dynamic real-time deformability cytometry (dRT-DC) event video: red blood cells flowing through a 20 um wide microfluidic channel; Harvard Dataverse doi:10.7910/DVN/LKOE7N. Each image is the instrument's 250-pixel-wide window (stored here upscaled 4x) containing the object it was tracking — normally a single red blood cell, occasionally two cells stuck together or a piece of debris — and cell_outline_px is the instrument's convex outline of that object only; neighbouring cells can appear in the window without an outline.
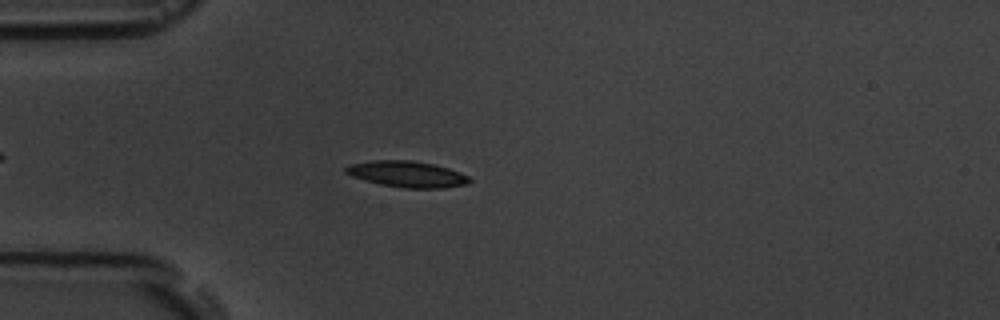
{"species": "common noctule bat (a hibernating species)", "species_latin": "Nyctalus noctula", "temperature_condition": "room temperature", "stored_images_in_passage": 4, "camera_frame_rate_fps": 3000, "um_per_image_px": 0.085, "animal": {"sex": "male", "body_mass_g": 19.5, "forearm_length_mm": 54.6}, "frame": {"image": 1, "passage_image": 2, "time_ms": 1.333, "image_size_px": [1000, 320], "cell_outline_px": [[472, 180], [468, 184], [440, 188], [404, 188], [380, 184], [352, 176], [344, 172], [344, 168], [348, 164], [376, 160], [412, 160], [432, 164], [448, 168], [468, 176]], "centroid_in_image_um": [34.58, 14.8], "position_along_channel_um": 50.4, "area_um2": 18.73}}
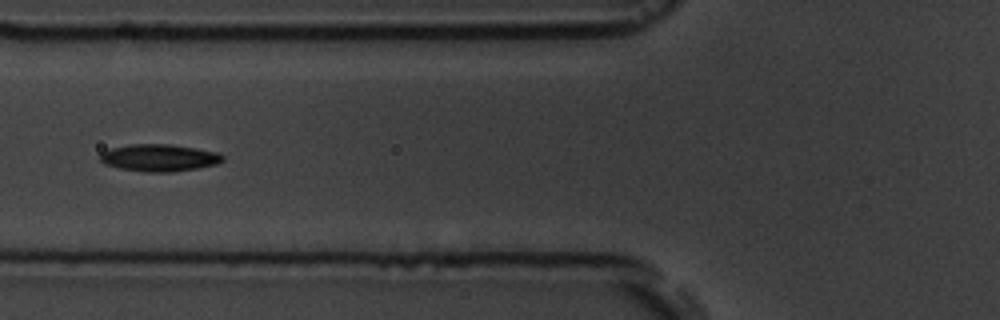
{"frame": {"image": 2, "passage_image": 4, "time_ms": 3.333, "image_size_px": [1000, 320], "cell_outline_px": [[224, 160], [216, 164], [196, 168], [172, 172], [148, 172], [120, 168], [104, 164], [100, 160], [100, 152], [112, 148], [128, 144], [172, 144], [196, 148], [216, 152], [224, 156]], "centroid_in_image_um": [13.52, 13.4], "position_along_channel_um": 112.3, "area_um2": 19.36}}